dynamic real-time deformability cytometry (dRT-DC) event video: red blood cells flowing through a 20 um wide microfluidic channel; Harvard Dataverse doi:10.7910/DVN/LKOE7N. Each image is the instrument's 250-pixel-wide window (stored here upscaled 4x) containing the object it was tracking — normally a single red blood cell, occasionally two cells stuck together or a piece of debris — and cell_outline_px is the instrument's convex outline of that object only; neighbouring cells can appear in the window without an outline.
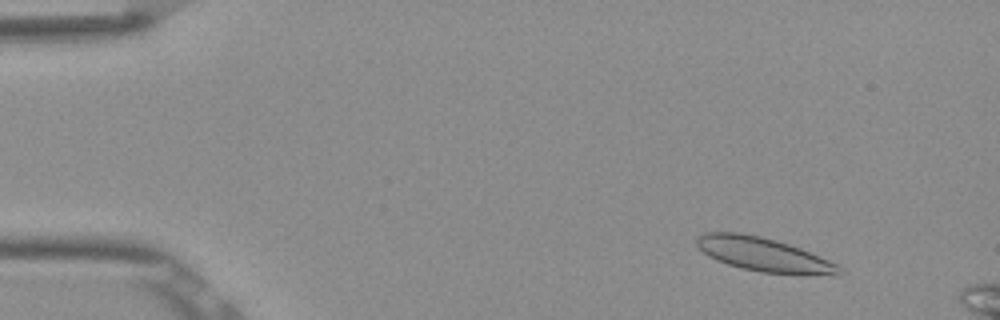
{"species": "Egyptian fruit bat (a non-hibernating species)", "species_latin": "Rousettus aegyptiacus", "temperature_condition": "room temperature", "stored_images_in_passage": 13, "camera_frame_rate_fps": 3000, "um_per_image_px": 0.085, "frame": {"image": 1, "passage_image": 6, "time_ms": 1.667, "image_size_px": [1000, 320], "cell_outline_px": [[844, 272], [840, 276], [760, 272], [740, 268], [716, 260], [708, 256], [696, 244], [696, 240], [704, 232], [740, 232], [760, 236], [776, 240], [800, 248], [840, 264]], "centroid_in_image_um": [64.98, 21.65], "position_along_channel_um": 20.0, "area_um2": 28.32}}